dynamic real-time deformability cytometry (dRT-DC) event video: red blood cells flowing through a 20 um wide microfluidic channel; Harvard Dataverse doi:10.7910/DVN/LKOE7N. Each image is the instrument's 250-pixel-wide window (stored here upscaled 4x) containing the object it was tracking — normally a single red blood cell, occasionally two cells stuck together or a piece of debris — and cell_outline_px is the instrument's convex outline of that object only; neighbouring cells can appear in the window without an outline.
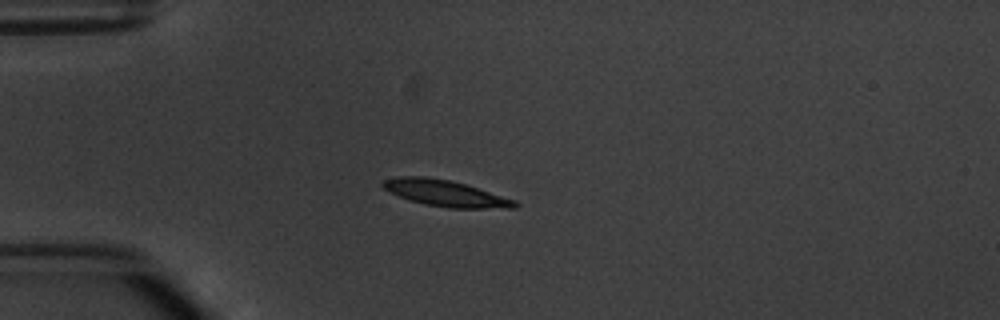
{"species": "common noctule bat (a hibernating species)", "species_latin": "Nyctalus noctula", "temperature_condition": "warm", "stored_images_in_passage": 6, "camera_frame_rate_fps": 3000, "um_per_image_px": 0.085, "animal": {"sex": "male", "body_mass_g": 20.1, "forearm_length_mm": 53.5}, "frame": {"image": 1, "passage_image": 4, "time_ms": 3.333, "image_size_px": [1000, 320], "cell_outline_px": [[520, 204], [516, 208], [448, 208], [424, 204], [408, 200], [388, 192], [380, 184], [384, 180], [400, 176], [424, 176], [448, 180], [464, 184], [516, 200]], "centroid_in_image_um": [37.84, 16.44], "position_along_channel_um": 47.2, "area_um2": 20.17}}
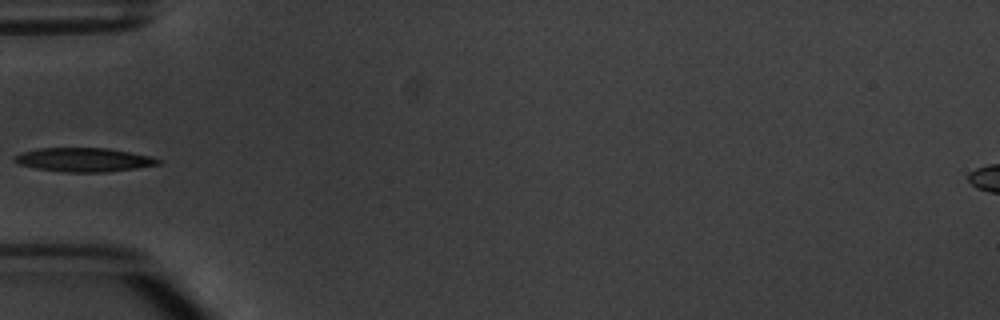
{"frame": {"image": 2, "passage_image": 5, "time_ms": 4.667, "image_size_px": [1000, 320], "cell_outline_px": [[160, 164], [136, 168], [108, 172], [64, 172], [36, 168], [20, 164], [12, 160], [12, 156], [24, 152], [40, 148], [108, 148], [152, 156], [160, 160]], "centroid_in_image_um": [7.13, 13.58], "position_along_channel_um": 77.9, "area_um2": 19.94}}